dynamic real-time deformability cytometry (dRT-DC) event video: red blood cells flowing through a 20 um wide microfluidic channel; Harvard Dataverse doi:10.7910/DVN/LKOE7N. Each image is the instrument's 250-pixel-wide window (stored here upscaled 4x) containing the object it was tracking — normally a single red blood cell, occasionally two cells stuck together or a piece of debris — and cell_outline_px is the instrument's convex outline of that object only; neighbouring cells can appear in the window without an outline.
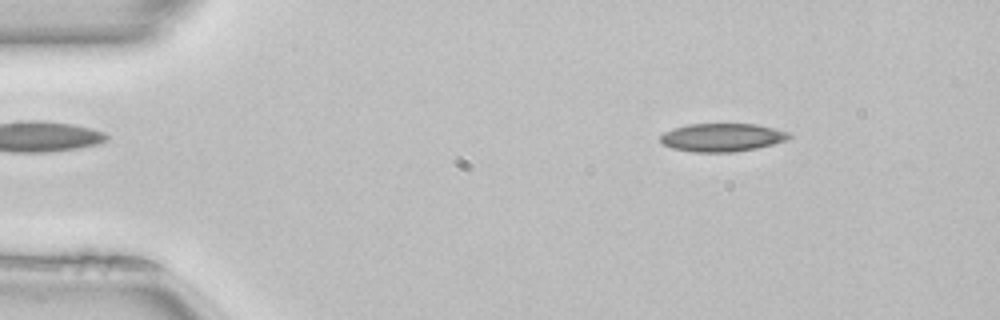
{"species": "common noctule bat (a hibernating species)", "species_latin": "Nyctalus noctula", "temperature_condition": "room temperature", "stored_images_in_passage": 48, "camera_frame_rate_fps": 3000, "um_per_image_px": 0.085, "animal": {"sex": "female", "body_mass_g": 22.7, "forearm_length_mm": 54.2}, "frame": {"image": 1, "passage_image": 5, "time_ms": 1.333, "image_size_px": [1000, 320], "cell_outline_px": [[796, 136], [788, 140], [756, 148], [736, 152], [692, 152], [672, 148], [660, 144], [660, 136], [664, 132], [672, 128], [688, 124], [756, 124], [776, 128], [788, 132]], "centroid_in_image_um": [61.39, 11.68], "position_along_channel_um": 23.6, "area_um2": 21.5}}
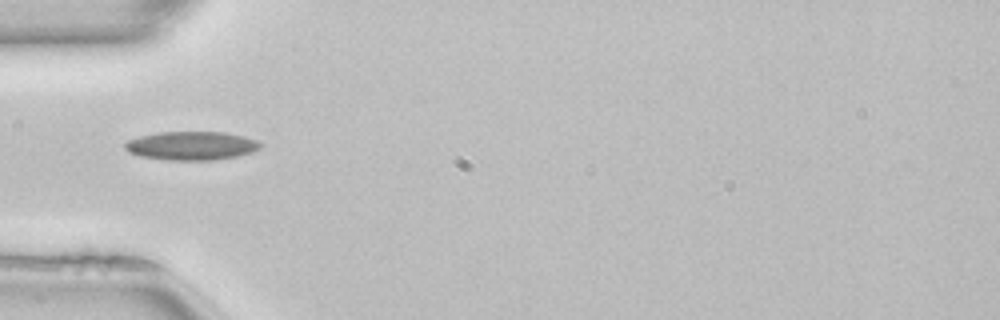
{"frame": {"image": 2, "passage_image": 14, "time_ms": 4.333, "image_size_px": [1000, 320], "cell_outline_px": [[264, 144], [260, 148], [252, 152], [236, 156], [216, 160], [164, 160], [140, 156], [128, 152], [124, 148], [124, 144], [128, 140], [140, 136], [160, 132], [224, 132], [244, 136], [256, 140]], "centroid_in_image_um": [16.28, 12.39], "position_along_channel_um": 68.7, "area_um2": 22.72}}
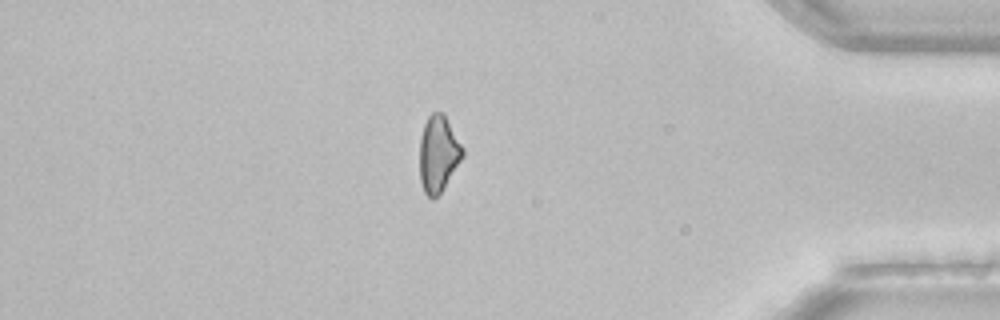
{"frame": {"image": 3, "passage_image": 41, "time_ms": 13.333, "image_size_px": [1000, 320], "cell_outline_px": [[464, 156], [444, 188], [432, 200], [424, 192], [420, 180], [420, 136], [424, 124], [428, 116], [432, 112], [444, 112], [464, 148]], "centroid_in_image_um": [37.27, 13.05], "position_along_channel_um": 397.9, "area_um2": 19.36}}